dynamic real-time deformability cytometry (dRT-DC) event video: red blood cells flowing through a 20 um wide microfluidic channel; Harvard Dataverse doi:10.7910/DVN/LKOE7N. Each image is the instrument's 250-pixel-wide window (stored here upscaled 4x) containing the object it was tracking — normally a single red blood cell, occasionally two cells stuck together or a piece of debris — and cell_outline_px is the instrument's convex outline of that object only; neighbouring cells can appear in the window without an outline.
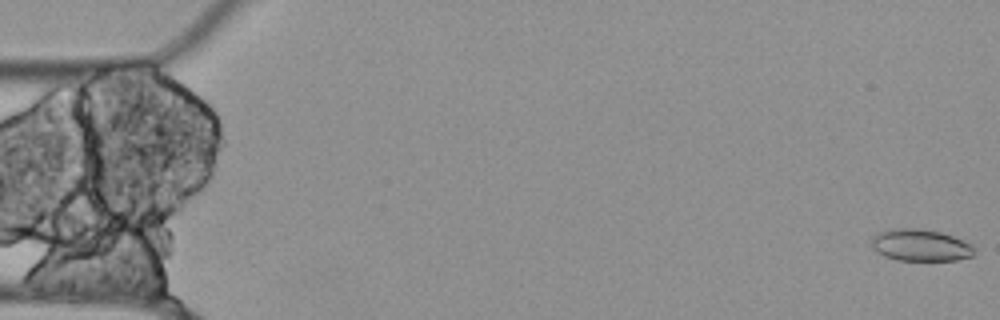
{"species": "Egyptian fruit bat (a non-hibernating species)", "species_latin": "Rousettus aegyptiacus", "temperature_condition": "cold", "stored_images_in_passage": 16, "camera_frame_rate_fps": 3000, "um_per_image_px": 0.085, "animal": {"sex": "female"}, "frame": {"image": 1, "passage_image": 1, "time_ms": 0.0, "image_size_px": [1000, 320], "cell_outline_px": [[972, 256], [956, 260], [896, 260], [884, 256], [876, 252], [872, 248], [872, 236], [888, 228], [920, 228], [940, 232], [952, 236], [968, 244], [972, 248]], "centroid_in_image_um": [78.14, 20.83], "position_along_channel_um": 6.9, "area_um2": 18.9}}
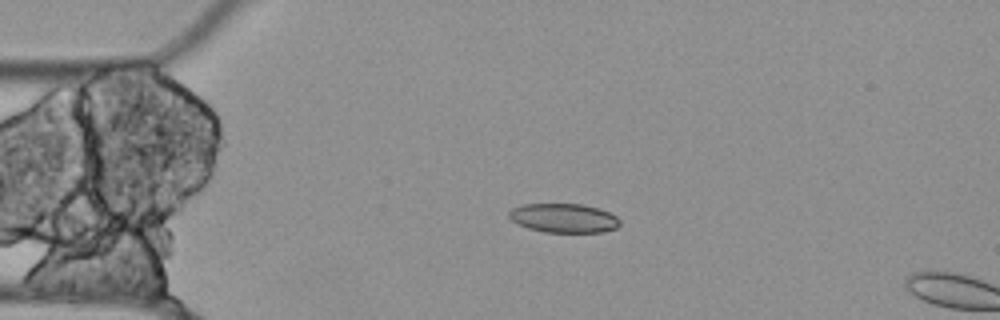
{"frame": {"image": 2, "passage_image": 13, "time_ms": 4.0, "image_size_px": [1000, 320], "cell_outline_px": [[620, 224], [616, 228], [604, 232], [544, 232], [528, 228], [516, 224], [508, 216], [508, 212], [512, 208], [524, 204], [584, 204], [608, 212], [616, 216], [620, 220]], "centroid_in_image_um": [47.9, 18.54], "position_along_channel_um": 37.1, "area_um2": 18.84}}